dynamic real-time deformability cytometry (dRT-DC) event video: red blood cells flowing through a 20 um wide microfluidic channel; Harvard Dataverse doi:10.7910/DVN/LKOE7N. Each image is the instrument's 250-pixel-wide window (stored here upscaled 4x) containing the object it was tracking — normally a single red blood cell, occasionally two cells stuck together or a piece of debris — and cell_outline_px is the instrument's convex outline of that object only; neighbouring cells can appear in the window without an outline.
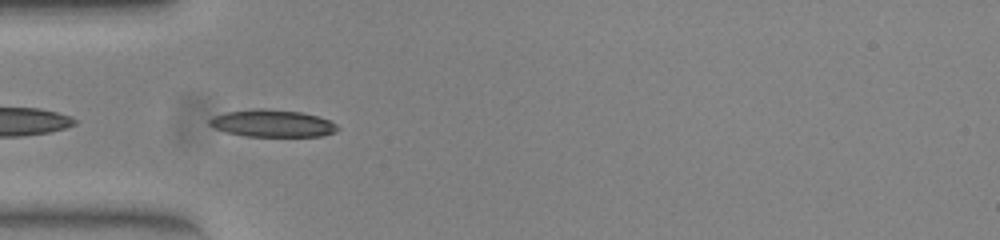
{"species": "common noctule bat (a hibernating species)", "species_latin": "Nyctalus noctula", "temperature_condition": "warm", "stored_images_in_passage": 32, "camera_frame_rate_fps": 3000, "um_per_image_px": 0.085, "animal": {"sex": "female", "body_mass_g": 23.0, "forearm_length_mm": 53.4}, "frame": {"image": 1, "passage_image": 2, "time_ms": 0.333, "image_size_px": [1000, 240], "cell_outline_px": [[340, 128], [336, 132], [320, 136], [244, 136], [212, 128], [208, 124], [208, 120], [212, 116], [224, 112], [252, 108], [264, 108], [300, 112], [316, 116], [328, 120], [336, 124]], "centroid_in_image_um": [23.09, 10.48], "position_along_channel_um": 61.9, "area_um2": 20.46}}
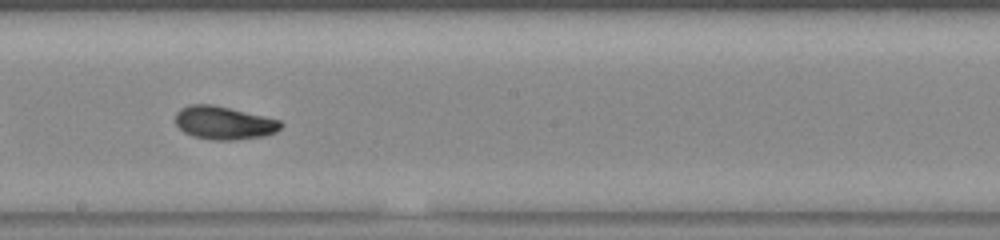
{"frame": {"image": 2, "passage_image": 15, "time_ms": 4.667, "image_size_px": [1000, 240], "cell_outline_px": [[284, 124], [276, 132], [264, 136], [232, 140], [212, 140], [192, 136], [184, 132], [176, 124], [176, 112], [180, 108], [188, 104], [212, 104], [264, 116], [280, 120]], "centroid_in_image_um": [19.02, 10.44], "position_along_channel_um": 229.2, "area_um2": 20.4}}
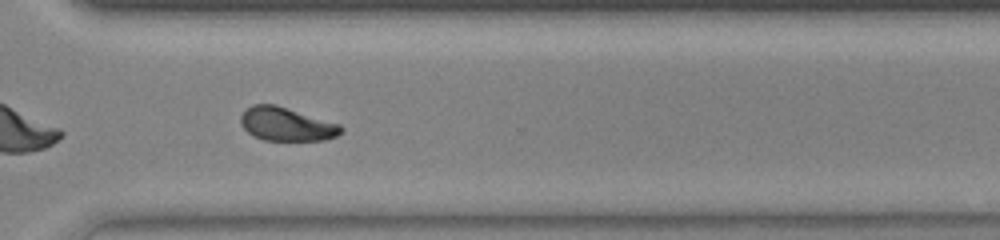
{"frame": {"image": 3, "passage_image": 24, "time_ms": 7.667, "image_size_px": [1000, 240], "cell_outline_px": [[344, 128], [336, 136], [324, 140], [264, 140], [252, 136], [240, 124], [240, 116], [252, 104], [276, 104], [340, 124]], "centroid_in_image_um": [24.33, 10.55], "position_along_channel_um": 346.3, "area_um2": 19.59}, "authors_computed_cell_mechanics": {"area_um2": 19.9988, "velocity_mm_per_s": 3.9014, "shape_relaxation_time_tau1_ms": 3.8391, "shape_relaxation_time_tau2_ms": 1.8314, "deformation_change_tau1": 0.1796, "deformation_change_tau2": 0.0636}}